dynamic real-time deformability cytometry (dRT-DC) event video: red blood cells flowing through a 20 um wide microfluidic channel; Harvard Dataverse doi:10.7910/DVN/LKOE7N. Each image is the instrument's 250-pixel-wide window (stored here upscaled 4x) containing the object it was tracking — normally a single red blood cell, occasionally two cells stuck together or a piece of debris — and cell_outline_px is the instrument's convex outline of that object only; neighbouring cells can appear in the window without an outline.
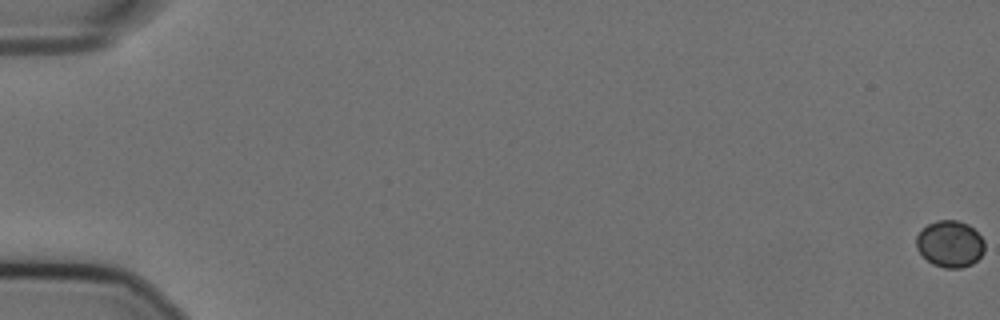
{"species": "Egyptian fruit bat (a non-hibernating species)", "species_latin": "Rousettus aegyptiacus", "temperature_condition": "cold", "stored_images_in_passage": 59, "camera_frame_rate_fps": 3000, "um_per_image_px": 0.085, "animal": {"sex": "female"}, "frame": {"image": 1, "passage_image": 1, "time_ms": 0.0, "image_size_px": [1000, 320], "cell_outline_px": [[984, 252], [972, 264], [960, 268], [944, 268], [932, 264], [916, 248], [916, 236], [928, 224], [936, 220], [956, 220], [968, 224], [984, 240]], "centroid_in_image_um": [80.75, 20.73], "position_along_channel_um": 4.3, "area_um2": 18.44}}
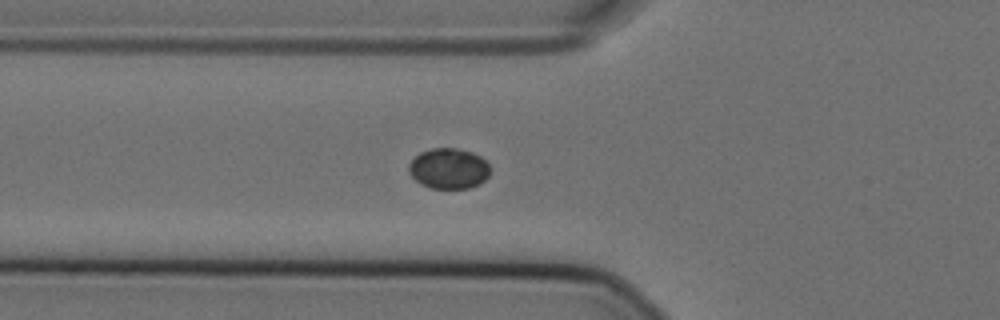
{"frame": {"image": 2, "passage_image": 23, "time_ms": 7.333, "image_size_px": [1000, 320], "cell_outline_px": [[492, 168], [488, 176], [480, 184], [468, 188], [432, 188], [420, 184], [408, 172], [408, 164], [420, 152], [432, 148], [456, 148], [472, 152], [480, 156]], "centroid_in_image_um": [38.15, 14.32], "position_along_channel_um": 87.7, "area_um2": 19.31}}
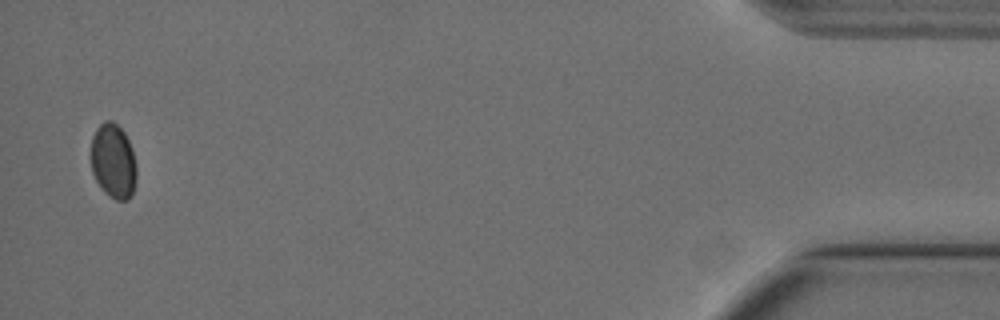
{"frame": {"image": 3, "passage_image": 58, "time_ms": 19.0, "image_size_px": [1000, 320], "cell_outline_px": [[136, 184], [132, 196], [128, 200], [116, 200], [108, 196], [100, 188], [92, 172], [92, 136], [96, 128], [104, 120], [112, 120], [124, 132], [132, 148], [136, 164]], "centroid_in_image_um": [9.65, 13.72], "position_along_channel_um": 425.6, "area_um2": 20.06}}